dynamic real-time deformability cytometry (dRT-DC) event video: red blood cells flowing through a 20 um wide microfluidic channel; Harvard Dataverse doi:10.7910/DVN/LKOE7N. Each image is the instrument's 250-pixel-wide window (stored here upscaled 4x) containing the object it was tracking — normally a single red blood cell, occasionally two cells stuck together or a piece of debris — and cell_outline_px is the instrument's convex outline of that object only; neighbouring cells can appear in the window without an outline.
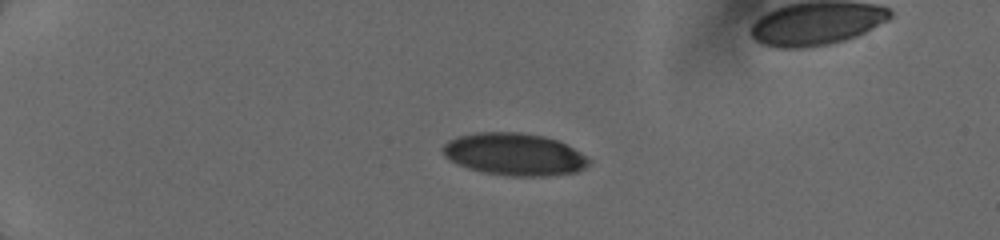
{"species": "human", "species_latin": "Homo sapiens", "temperature_condition": "cold", "stored_images_in_passage": 9, "camera_frame_rate_fps": 3000, "um_per_image_px": 0.085, "donor": {"sex": "female"}, "frame": {"image": 1, "passage_image": 6, "time_ms": 4.333, "image_size_px": [1000, 240], "cell_outline_px": [[592, 160], [584, 168], [576, 172], [544, 176], [512, 176], [484, 172], [468, 168], [444, 156], [440, 152], [440, 148], [448, 140], [456, 136], [476, 132], [520, 132], [544, 136], [556, 140], [580, 152]], "centroid_in_image_um": [43.68, 13.1], "position_along_channel_um": 41.3, "area_um2": 35.95}}